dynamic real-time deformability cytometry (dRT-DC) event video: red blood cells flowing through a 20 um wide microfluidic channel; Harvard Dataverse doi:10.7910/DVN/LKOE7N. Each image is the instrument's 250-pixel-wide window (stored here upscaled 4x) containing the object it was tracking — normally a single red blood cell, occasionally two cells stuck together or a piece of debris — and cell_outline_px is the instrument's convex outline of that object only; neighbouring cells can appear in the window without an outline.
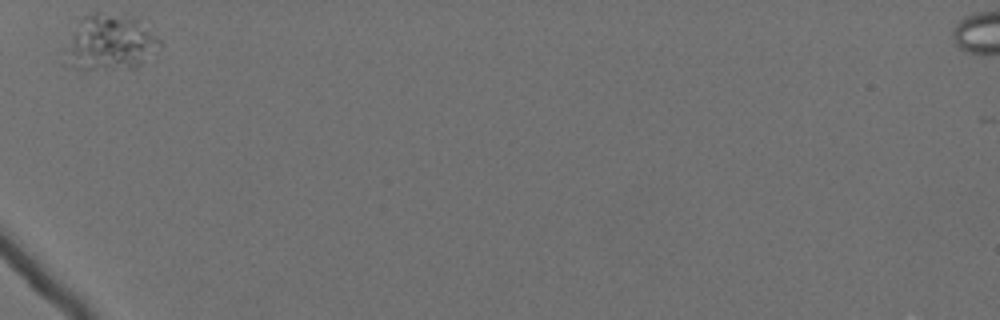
{"species": "Egyptian fruit bat (a non-hibernating species)", "species_latin": "Rousettus aegyptiacus", "temperature_condition": "cold", "stored_images_in_passage": 30, "camera_frame_rate_fps": 3000, "um_per_image_px": 0.085, "animal": {"sex": "female"}, "frame": {"image": 1, "passage_image": 1, "time_ms": 0.0, "image_size_px": [1000, 320], "cell_outline_px": [[164, 44], [144, 64], [136, 68], [84, 72], [72, 68], [72, 32], [76, 20], [84, 16], [96, 12], [100, 12], [136, 20], [160, 40]], "centroid_in_image_um": [9.44, 3.68], "position_along_channel_um": 75.6, "area_um2": 30.06}}
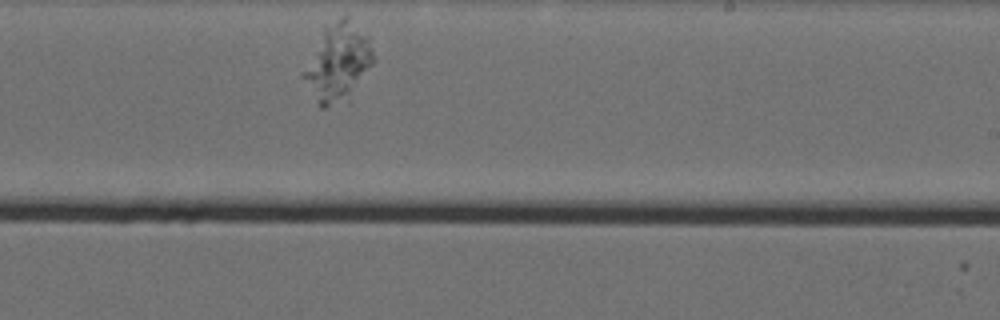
{"frame": {"image": 2, "passage_image": 18, "time_ms": 5.667, "image_size_px": [1000, 320], "cell_outline_px": [[372, 64], [348, 100], [324, 108], [320, 108], [300, 76], [300, 72], [324, 24], [348, 12], [368, 36], [372, 52]], "centroid_in_image_um": [28.66, 5.23], "position_along_channel_um": 260.3, "area_um2": 32.48}}
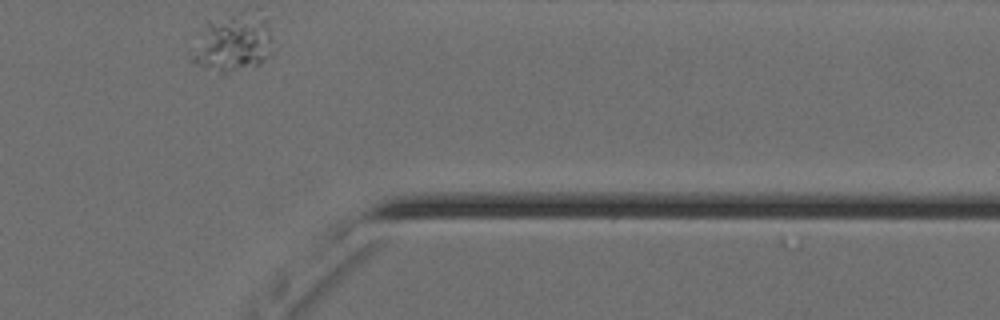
{"frame": {"image": 3, "passage_image": 30, "time_ms": 9.667, "image_size_px": [1000, 320], "cell_outline_px": [[272, 52], [256, 68], [216, 76], [188, 60], [196, 32], [208, 20], [232, 16], [264, 20], [272, 36]], "centroid_in_image_um": [19.65, 3.83], "position_along_channel_um": 391.8, "area_um2": 27.69}}